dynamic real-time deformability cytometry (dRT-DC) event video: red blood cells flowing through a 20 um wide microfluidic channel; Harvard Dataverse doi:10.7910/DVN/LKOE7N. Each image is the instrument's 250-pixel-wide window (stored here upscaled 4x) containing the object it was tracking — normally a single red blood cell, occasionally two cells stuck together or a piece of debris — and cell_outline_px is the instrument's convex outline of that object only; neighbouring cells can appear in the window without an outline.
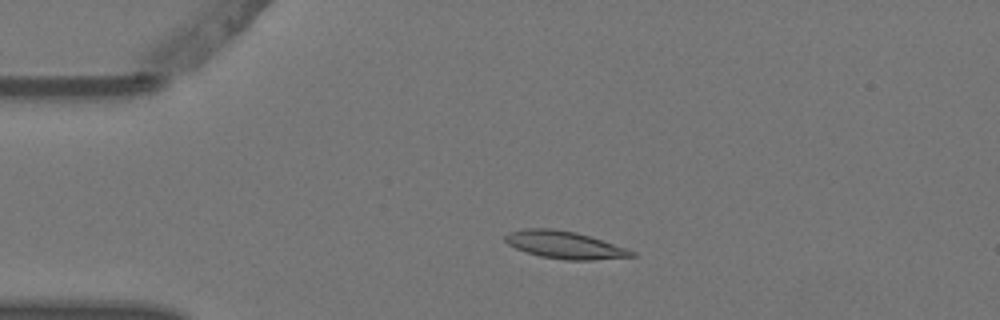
{"species": "Egyptian fruit bat (a non-hibernating species)", "species_latin": "Rousettus aegyptiacus", "temperature_condition": "warm", "stored_images_in_passage": 3, "camera_frame_rate_fps": 3000, "um_per_image_px": 0.085, "animal": {"sex": "female"}, "frame": {"image": 1, "passage_image": 2, "time_ms": 0.333, "image_size_px": [1000, 320], "cell_outline_px": [[636, 256], [592, 260], [564, 260], [540, 256], [516, 248], [508, 244], [504, 240], [504, 236], [508, 232], [524, 228], [552, 228], [576, 232], [636, 252]], "centroid_in_image_um": [47.94, 20.81], "position_along_channel_um": 37.1, "area_um2": 20.0}}